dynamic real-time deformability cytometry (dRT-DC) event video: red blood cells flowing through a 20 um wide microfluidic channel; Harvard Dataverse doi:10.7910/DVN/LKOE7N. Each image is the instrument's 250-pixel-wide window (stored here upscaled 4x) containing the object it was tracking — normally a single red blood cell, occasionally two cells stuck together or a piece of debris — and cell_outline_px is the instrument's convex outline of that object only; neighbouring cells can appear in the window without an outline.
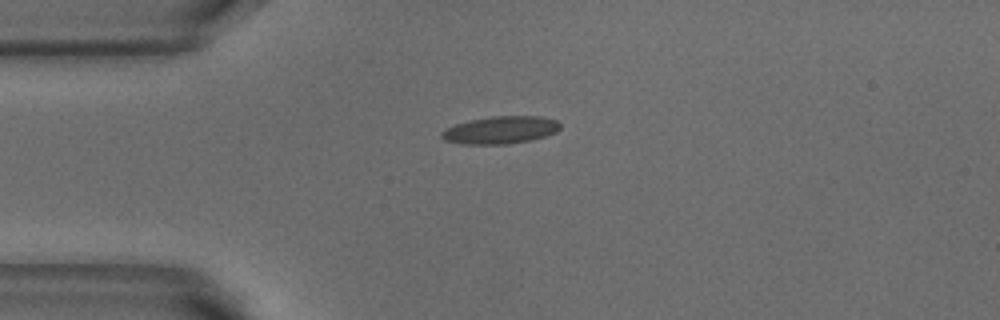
{"species": "common noctule bat (a hibernating species)", "species_latin": "Nyctalus noctula", "temperature_condition": "warm", "stored_images_in_passage": 4, "camera_frame_rate_fps": 3000, "um_per_image_px": 0.085, "animal": {"sex": "male", "body_mass_g": 18.8}, "frame": {"image": 1, "passage_image": 4, "time_ms": 1.0, "image_size_px": [1000, 320], "cell_outline_px": [[560, 128], [556, 132], [532, 140], [508, 144], [460, 144], [444, 140], [440, 136], [440, 132], [456, 124], [468, 120], [492, 116], [540, 116], [556, 120], [560, 124]], "centroid_in_image_um": [42.53, 11.05], "position_along_channel_um": 42.5, "area_um2": 19.07}}